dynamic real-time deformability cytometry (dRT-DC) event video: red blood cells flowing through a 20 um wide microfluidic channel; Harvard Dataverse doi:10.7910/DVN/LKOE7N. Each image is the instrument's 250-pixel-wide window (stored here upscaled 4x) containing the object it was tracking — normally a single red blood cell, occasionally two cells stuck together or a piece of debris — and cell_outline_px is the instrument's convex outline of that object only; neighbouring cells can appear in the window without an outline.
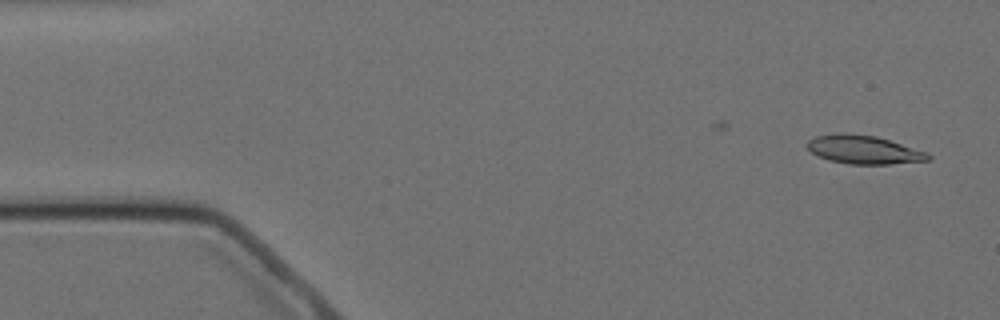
{"species": "Egyptian fruit bat (a non-hibernating species)", "species_latin": "Rousettus aegyptiacus", "temperature_condition": "cold", "stored_images_in_passage": 4, "camera_frame_rate_fps": 3000, "um_per_image_px": 0.085, "animal": {"sex": "female"}, "frame": {"image": 1, "passage_image": 1, "time_ms": 0.0, "image_size_px": [1000, 320], "cell_outline_px": [[932, 156], [928, 160], [888, 164], [848, 164], [828, 160], [812, 152], [804, 144], [808, 140], [816, 136], [836, 132], [844, 132], [876, 136], [928, 152]], "centroid_in_image_um": [73.39, 12.71], "position_along_channel_um": 11.6, "area_um2": 20.17}}
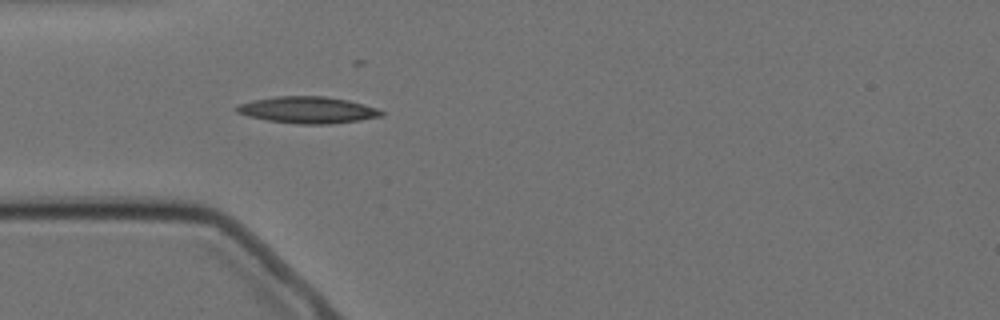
{"frame": {"image": 2, "passage_image": 4, "time_ms": 4.333, "image_size_px": [1000, 320], "cell_outline_px": [[384, 116], [360, 120], [332, 124], [296, 124], [268, 120], [248, 116], [236, 112], [232, 108], [236, 104], [252, 100], [276, 96], [324, 96], [348, 100], [364, 104], [376, 108], [384, 112]], "centroid_in_image_um": [26.12, 9.34], "position_along_channel_um": 58.9, "area_um2": 22.72}}